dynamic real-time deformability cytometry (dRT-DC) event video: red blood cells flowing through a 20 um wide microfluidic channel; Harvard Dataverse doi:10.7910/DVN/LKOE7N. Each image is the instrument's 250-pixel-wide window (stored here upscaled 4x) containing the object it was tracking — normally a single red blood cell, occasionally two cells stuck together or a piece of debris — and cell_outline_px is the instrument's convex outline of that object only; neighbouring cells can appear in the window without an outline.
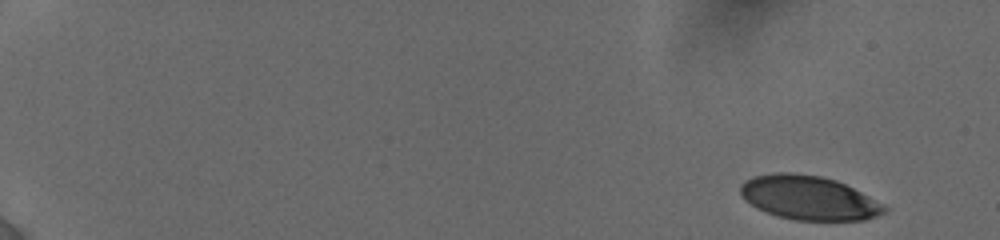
{"species": "human", "species_latin": "Homo sapiens", "temperature_condition": "cold", "stored_images_in_passage": 12, "camera_frame_rate_fps": 3000, "um_per_image_px": 0.085, "donor": {"sex": "female"}, "frame": {"image": 1, "passage_image": 1, "time_ms": 0.0, "image_size_px": [1000, 240], "cell_outline_px": [[888, 208], [884, 212], [876, 216], [864, 220], [796, 220], [776, 216], [756, 208], [744, 200], [740, 192], [740, 184], [744, 180], [752, 176], [776, 172], [792, 172], [820, 176], [836, 180], [884, 204]], "centroid_in_image_um": [68.69, 16.81], "position_along_channel_um": 16.3, "area_um2": 36.99}}
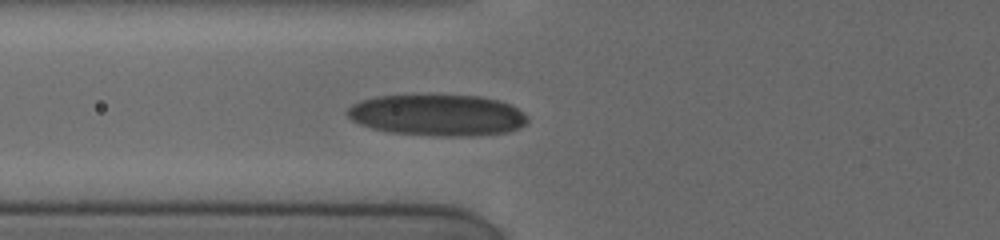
{"frame": {"image": 2, "passage_image": 9, "time_ms": 6.667, "image_size_px": [1000, 240], "cell_outline_px": [[528, 124], [520, 128], [508, 132], [472, 136], [436, 136], [388, 132], [372, 128], [360, 124], [352, 120], [348, 116], [348, 108], [352, 104], [376, 96], [480, 96], [496, 100], [508, 104], [524, 112], [528, 116]], "centroid_in_image_um": [37.23, 9.81], "position_along_channel_um": 88.6, "area_um2": 43.18}}
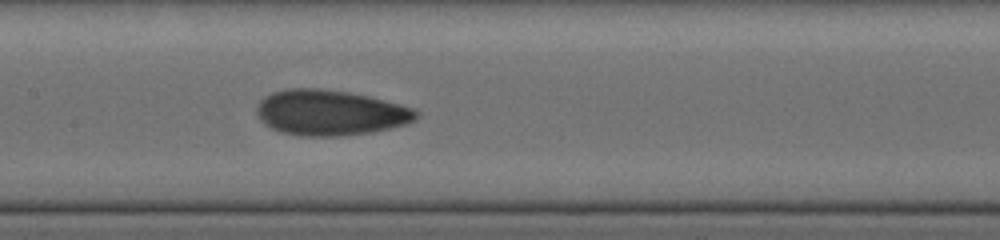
{"frame": {"image": 3, "passage_image": 12, "time_ms": 9.0, "image_size_px": [1000, 240], "cell_outline_px": [[420, 116], [416, 120], [408, 124], [372, 132], [340, 136], [300, 136], [280, 132], [272, 128], [260, 120], [256, 112], [256, 108], [260, 100], [264, 96], [272, 92], [288, 88], [320, 88], [348, 92], [368, 96], [416, 108], [420, 112]], "centroid_in_image_um": [28.09, 9.58], "position_along_channel_um": 179.3, "area_um2": 42.66}}